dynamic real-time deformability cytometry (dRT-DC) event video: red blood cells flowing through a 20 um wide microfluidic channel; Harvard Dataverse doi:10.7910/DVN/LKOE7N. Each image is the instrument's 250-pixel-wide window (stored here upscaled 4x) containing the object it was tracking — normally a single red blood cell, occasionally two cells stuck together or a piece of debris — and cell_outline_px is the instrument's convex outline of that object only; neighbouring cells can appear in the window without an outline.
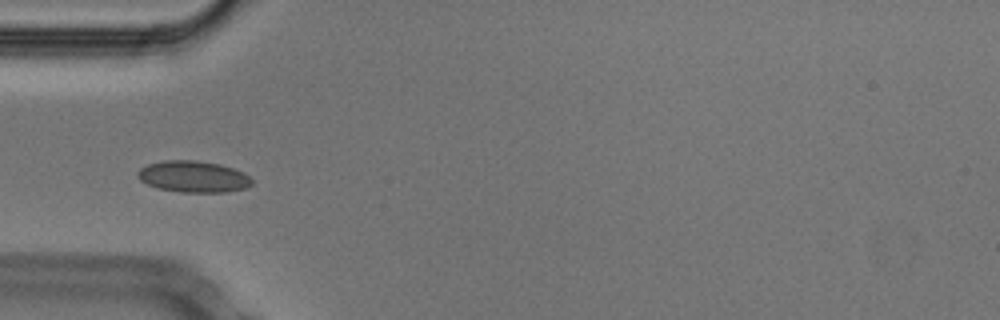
{"species": "Egyptian fruit bat (a non-hibernating species)", "species_latin": "Rousettus aegyptiacus", "temperature_condition": "cold", "stored_images_in_passage": 38, "camera_frame_rate_fps": 3000, "um_per_image_px": 0.085, "animal": {"sex": "male"}, "frame": {"image": 1, "passage_image": 1, "time_ms": 0.0, "image_size_px": [1000, 320], "cell_outline_px": [[252, 184], [244, 188], [224, 192], [180, 192], [156, 188], [140, 180], [136, 172], [140, 168], [148, 164], [164, 160], [196, 160], [220, 164], [244, 172], [252, 180]], "centroid_in_image_um": [16.41, 15.01], "position_along_channel_um": 68.6, "area_um2": 20.92}}
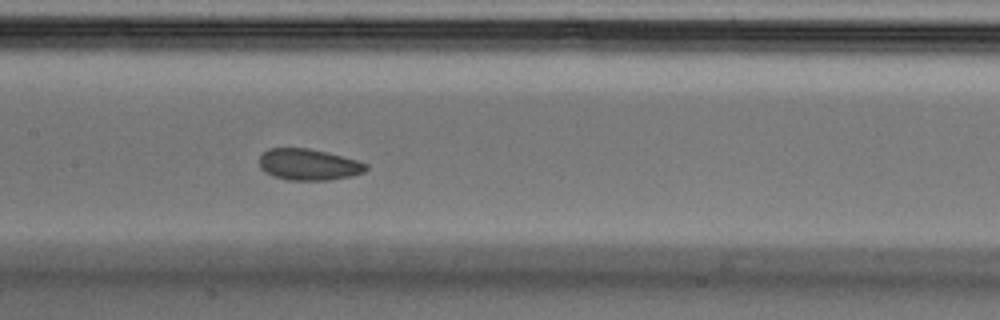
{"frame": {"image": 2, "passage_image": 10, "time_ms": 3.0, "image_size_px": [1000, 320], "cell_outline_px": [[368, 168], [364, 172], [352, 176], [328, 180], [288, 180], [272, 176], [264, 172], [260, 168], [260, 156], [268, 148], [308, 148], [356, 160], [368, 164]], "centroid_in_image_um": [26.21, 14.0], "position_along_channel_um": 181.2, "area_um2": 19.42}}
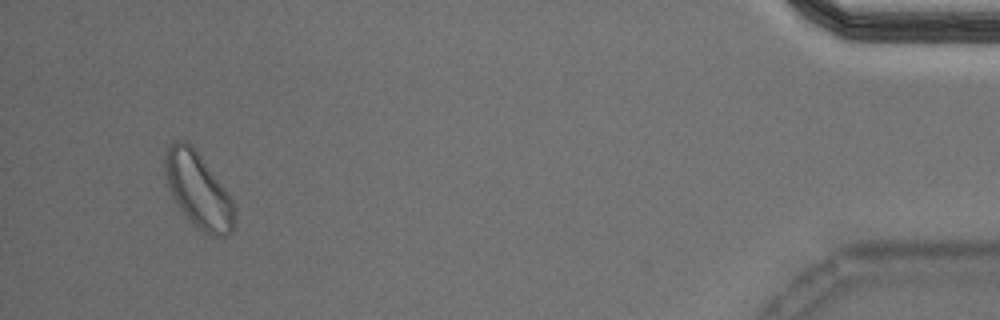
{"frame": {"image": 3, "passage_image": 35, "time_ms": 11.333, "image_size_px": [1000, 320], "cell_outline_px": [[236, 220], [232, 232], [228, 236], [212, 236], [196, 228], [192, 224], [176, 204], [172, 196], [168, 184], [164, 164], [164, 152], [168, 144], [172, 140], [184, 140], [192, 144], [224, 188], [232, 200], [236, 212]], "centroid_in_image_um": [16.85, 16.17], "position_along_channel_um": 418.4, "area_um2": 30.69}, "authors_computed_cell_mechanics": {"area_um2": 20.3745, "velocity_mm_per_s": 3.7258, "shape_relaxation_time_tau1_ms": 4.8561, "shape_relaxation_time_tau2_ms": 1.8987, "deformation_change_tau1": 0.0578, "deformation_change_tau2": 0.0527}}